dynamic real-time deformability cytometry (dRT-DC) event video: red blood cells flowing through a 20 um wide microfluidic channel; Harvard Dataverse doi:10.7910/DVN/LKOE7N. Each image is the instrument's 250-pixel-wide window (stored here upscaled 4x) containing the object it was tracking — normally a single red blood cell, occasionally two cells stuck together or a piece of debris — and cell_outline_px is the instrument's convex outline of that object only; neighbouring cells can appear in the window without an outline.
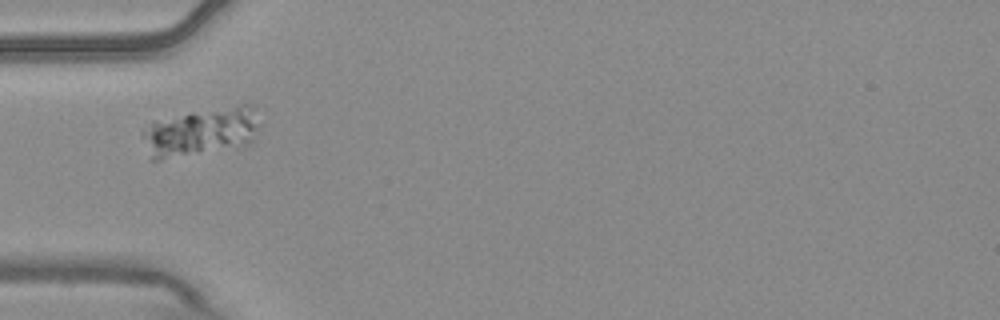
{"species": "common noctule bat (a hibernating species)", "species_latin": "Nyctalus noctula", "temperature_condition": "warm", "stored_images_in_passage": 10, "camera_frame_rate_fps": 3000, "um_per_image_px": 0.085, "animal": {"sex": "male", "body_mass_g": 20.4}, "frame": {"image": 1, "passage_image": 1, "time_ms": 0.0, "image_size_px": [1000, 320], "cell_outline_px": [[256, 128], [252, 140], [248, 144], [160, 160], [152, 160], [140, 136], [140, 132], [152, 120], [188, 112], [240, 104], [248, 104], [252, 108]], "centroid_in_image_um": [16.93, 11.2], "position_along_channel_um": 68.1, "area_um2": 32.54}}
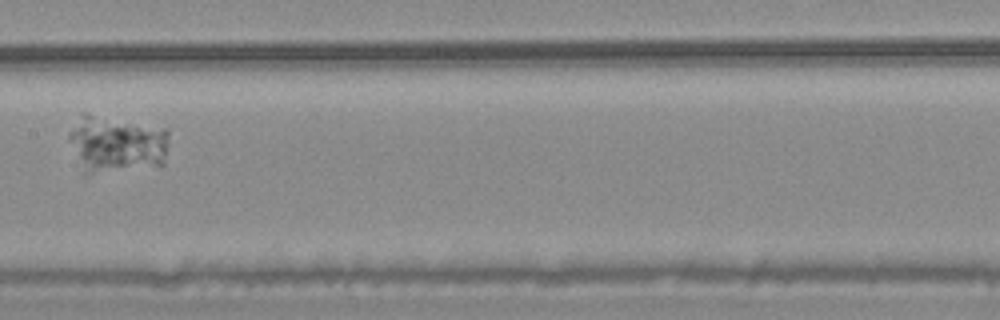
{"frame": {"image": 2, "passage_image": 4, "time_ms": 1.0, "image_size_px": [1000, 320], "cell_outline_px": [[168, 144], [164, 164], [92, 172], [84, 172], [68, 140], [68, 136], [80, 112], [84, 112], [168, 128]], "centroid_in_image_um": [9.91, 12.17], "position_along_channel_um": 197.5, "area_um2": 33.0}}
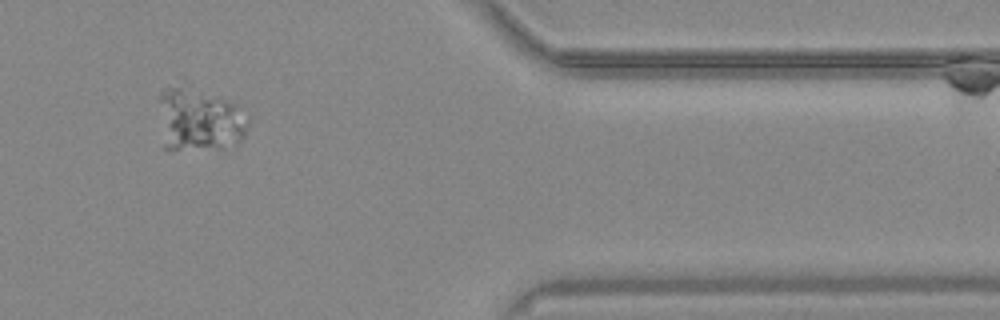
{"frame": {"image": 3, "passage_image": 9, "time_ms": 2.667, "image_size_px": [1000, 320], "cell_outline_px": [[248, 124], [244, 136], [236, 144], [224, 148], [160, 148], [160, 92], [164, 88], [192, 84], [232, 104], [248, 120]], "centroid_in_image_um": [16.86, 10.16], "position_along_channel_um": 394.5, "area_um2": 32.83}}